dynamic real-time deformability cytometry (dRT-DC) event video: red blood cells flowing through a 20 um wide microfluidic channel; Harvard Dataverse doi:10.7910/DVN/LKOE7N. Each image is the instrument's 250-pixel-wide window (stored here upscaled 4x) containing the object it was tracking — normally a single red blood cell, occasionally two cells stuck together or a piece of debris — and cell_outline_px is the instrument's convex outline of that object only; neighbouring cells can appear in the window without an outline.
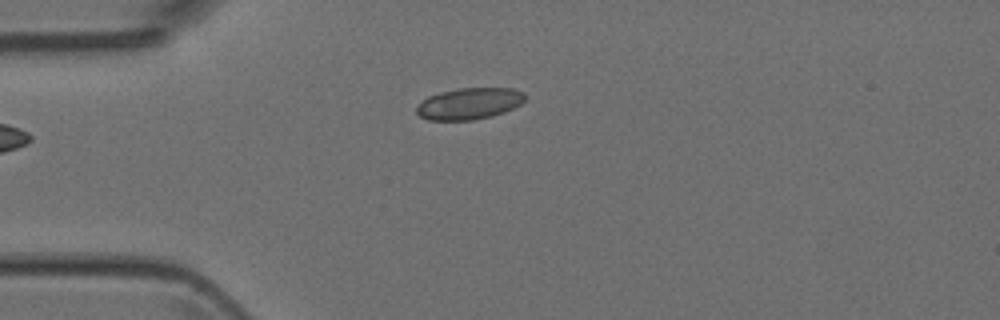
{"species": "Egyptian fruit bat (a non-hibernating species)", "species_latin": "Rousettus aegyptiacus", "temperature_condition": "room temperature", "stored_images_in_passage": 2, "camera_frame_rate_fps": 3000, "um_per_image_px": 0.085, "animal": {"sex": "female"}, "frame": {"image": 1, "passage_image": 1, "time_ms": 0.0, "image_size_px": [1000, 320], "cell_outline_px": [[524, 100], [520, 104], [504, 112], [492, 116], [472, 120], [428, 120], [420, 116], [416, 112], [416, 108], [428, 96], [460, 88], [512, 88], [524, 92]], "centroid_in_image_um": [39.9, 8.81], "position_along_channel_um": 45.1, "area_um2": 19.65}}